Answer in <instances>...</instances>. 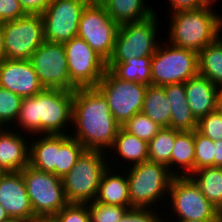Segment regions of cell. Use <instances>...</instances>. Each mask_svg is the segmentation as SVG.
Wrapping results in <instances>:
<instances>
[{"label":"cell","mask_w":222,"mask_h":222,"mask_svg":"<svg viewBox=\"0 0 222 222\" xmlns=\"http://www.w3.org/2000/svg\"><path fill=\"white\" fill-rule=\"evenodd\" d=\"M72 124L76 138L86 150L111 148L120 124L110 111L107 99L96 88L74 90Z\"/></svg>","instance_id":"obj_1"},{"label":"cell","mask_w":222,"mask_h":222,"mask_svg":"<svg viewBox=\"0 0 222 222\" xmlns=\"http://www.w3.org/2000/svg\"><path fill=\"white\" fill-rule=\"evenodd\" d=\"M73 99L74 91L60 89H44L34 96L24 97L17 125L36 136L67 134L64 129H69L65 127L72 123Z\"/></svg>","instance_id":"obj_2"},{"label":"cell","mask_w":222,"mask_h":222,"mask_svg":"<svg viewBox=\"0 0 222 222\" xmlns=\"http://www.w3.org/2000/svg\"><path fill=\"white\" fill-rule=\"evenodd\" d=\"M212 5L201 9L171 13L169 44L199 53L214 42L222 29V16L212 11Z\"/></svg>","instance_id":"obj_3"},{"label":"cell","mask_w":222,"mask_h":222,"mask_svg":"<svg viewBox=\"0 0 222 222\" xmlns=\"http://www.w3.org/2000/svg\"><path fill=\"white\" fill-rule=\"evenodd\" d=\"M105 152L85 150L62 178L68 203L88 204L96 199L102 173L108 167Z\"/></svg>","instance_id":"obj_4"},{"label":"cell","mask_w":222,"mask_h":222,"mask_svg":"<svg viewBox=\"0 0 222 222\" xmlns=\"http://www.w3.org/2000/svg\"><path fill=\"white\" fill-rule=\"evenodd\" d=\"M129 169V173H126L128 174L130 209L150 208V205L154 206L159 200L162 202V196L168 195L171 181L175 176L167 166L147 160Z\"/></svg>","instance_id":"obj_5"},{"label":"cell","mask_w":222,"mask_h":222,"mask_svg":"<svg viewBox=\"0 0 222 222\" xmlns=\"http://www.w3.org/2000/svg\"><path fill=\"white\" fill-rule=\"evenodd\" d=\"M166 44V47H165ZM156 48L151 60V85L185 83L198 74V53L165 42Z\"/></svg>","instance_id":"obj_6"},{"label":"cell","mask_w":222,"mask_h":222,"mask_svg":"<svg viewBox=\"0 0 222 222\" xmlns=\"http://www.w3.org/2000/svg\"><path fill=\"white\" fill-rule=\"evenodd\" d=\"M156 12L148 18L119 27L113 53L107 63H123L132 58L152 57L159 44L156 40Z\"/></svg>","instance_id":"obj_7"},{"label":"cell","mask_w":222,"mask_h":222,"mask_svg":"<svg viewBox=\"0 0 222 222\" xmlns=\"http://www.w3.org/2000/svg\"><path fill=\"white\" fill-rule=\"evenodd\" d=\"M20 172L36 218L54 217L68 204L61 178L29 165Z\"/></svg>","instance_id":"obj_8"},{"label":"cell","mask_w":222,"mask_h":222,"mask_svg":"<svg viewBox=\"0 0 222 222\" xmlns=\"http://www.w3.org/2000/svg\"><path fill=\"white\" fill-rule=\"evenodd\" d=\"M147 87L143 83L121 80L109 69L96 86L107 99L110 111L120 126L142 112Z\"/></svg>","instance_id":"obj_9"},{"label":"cell","mask_w":222,"mask_h":222,"mask_svg":"<svg viewBox=\"0 0 222 222\" xmlns=\"http://www.w3.org/2000/svg\"><path fill=\"white\" fill-rule=\"evenodd\" d=\"M5 59L29 60L45 41L41 14L24 16L2 22Z\"/></svg>","instance_id":"obj_10"},{"label":"cell","mask_w":222,"mask_h":222,"mask_svg":"<svg viewBox=\"0 0 222 222\" xmlns=\"http://www.w3.org/2000/svg\"><path fill=\"white\" fill-rule=\"evenodd\" d=\"M119 27L108 15L103 4H87L79 21L77 37L83 39L108 62L114 50Z\"/></svg>","instance_id":"obj_11"},{"label":"cell","mask_w":222,"mask_h":222,"mask_svg":"<svg viewBox=\"0 0 222 222\" xmlns=\"http://www.w3.org/2000/svg\"><path fill=\"white\" fill-rule=\"evenodd\" d=\"M170 204L178 218L175 221H216L215 207L189 177L175 176L170 184Z\"/></svg>","instance_id":"obj_12"},{"label":"cell","mask_w":222,"mask_h":222,"mask_svg":"<svg viewBox=\"0 0 222 222\" xmlns=\"http://www.w3.org/2000/svg\"><path fill=\"white\" fill-rule=\"evenodd\" d=\"M29 61L45 89L68 91L77 89L70 80L63 43L44 41Z\"/></svg>","instance_id":"obj_13"},{"label":"cell","mask_w":222,"mask_h":222,"mask_svg":"<svg viewBox=\"0 0 222 222\" xmlns=\"http://www.w3.org/2000/svg\"><path fill=\"white\" fill-rule=\"evenodd\" d=\"M63 45L71 82L77 88L96 87L107 70V62L79 37Z\"/></svg>","instance_id":"obj_14"},{"label":"cell","mask_w":222,"mask_h":222,"mask_svg":"<svg viewBox=\"0 0 222 222\" xmlns=\"http://www.w3.org/2000/svg\"><path fill=\"white\" fill-rule=\"evenodd\" d=\"M85 0H52L41 14L45 41L65 43L77 37Z\"/></svg>","instance_id":"obj_15"},{"label":"cell","mask_w":222,"mask_h":222,"mask_svg":"<svg viewBox=\"0 0 222 222\" xmlns=\"http://www.w3.org/2000/svg\"><path fill=\"white\" fill-rule=\"evenodd\" d=\"M0 87L24 97L34 96L45 88L29 60L4 59L0 63Z\"/></svg>","instance_id":"obj_16"},{"label":"cell","mask_w":222,"mask_h":222,"mask_svg":"<svg viewBox=\"0 0 222 222\" xmlns=\"http://www.w3.org/2000/svg\"><path fill=\"white\" fill-rule=\"evenodd\" d=\"M0 204L10 218L36 219L21 172H8L0 179Z\"/></svg>","instance_id":"obj_17"},{"label":"cell","mask_w":222,"mask_h":222,"mask_svg":"<svg viewBox=\"0 0 222 222\" xmlns=\"http://www.w3.org/2000/svg\"><path fill=\"white\" fill-rule=\"evenodd\" d=\"M188 106L199 121L216 109V97L219 88L205 76L197 74L184 83Z\"/></svg>","instance_id":"obj_18"},{"label":"cell","mask_w":222,"mask_h":222,"mask_svg":"<svg viewBox=\"0 0 222 222\" xmlns=\"http://www.w3.org/2000/svg\"><path fill=\"white\" fill-rule=\"evenodd\" d=\"M25 138L18 130L0 131V166L7 172H20L29 165V142Z\"/></svg>","instance_id":"obj_19"},{"label":"cell","mask_w":222,"mask_h":222,"mask_svg":"<svg viewBox=\"0 0 222 222\" xmlns=\"http://www.w3.org/2000/svg\"><path fill=\"white\" fill-rule=\"evenodd\" d=\"M111 164L112 162L108 163V167L102 173L95 201L130 209L128 177L126 173H123V176L119 172H111Z\"/></svg>","instance_id":"obj_20"},{"label":"cell","mask_w":222,"mask_h":222,"mask_svg":"<svg viewBox=\"0 0 222 222\" xmlns=\"http://www.w3.org/2000/svg\"><path fill=\"white\" fill-rule=\"evenodd\" d=\"M41 136L34 142L30 139L29 166L58 177L59 135Z\"/></svg>","instance_id":"obj_21"},{"label":"cell","mask_w":222,"mask_h":222,"mask_svg":"<svg viewBox=\"0 0 222 222\" xmlns=\"http://www.w3.org/2000/svg\"><path fill=\"white\" fill-rule=\"evenodd\" d=\"M165 95L171 107L170 128L178 131H194L198 121L188 106L184 83L164 86Z\"/></svg>","instance_id":"obj_22"},{"label":"cell","mask_w":222,"mask_h":222,"mask_svg":"<svg viewBox=\"0 0 222 222\" xmlns=\"http://www.w3.org/2000/svg\"><path fill=\"white\" fill-rule=\"evenodd\" d=\"M174 144L170 159V172L174 176H190L195 171L194 131L175 130ZM175 167H181L179 170L180 173Z\"/></svg>","instance_id":"obj_23"},{"label":"cell","mask_w":222,"mask_h":222,"mask_svg":"<svg viewBox=\"0 0 222 222\" xmlns=\"http://www.w3.org/2000/svg\"><path fill=\"white\" fill-rule=\"evenodd\" d=\"M144 0H106L103 5L108 15L119 25L141 21L155 11Z\"/></svg>","instance_id":"obj_24"},{"label":"cell","mask_w":222,"mask_h":222,"mask_svg":"<svg viewBox=\"0 0 222 222\" xmlns=\"http://www.w3.org/2000/svg\"><path fill=\"white\" fill-rule=\"evenodd\" d=\"M110 149H113V151L115 150V153L119 155L121 160H125L129 163L133 162L130 166L148 160V143L128 133L122 127L119 128Z\"/></svg>","instance_id":"obj_25"},{"label":"cell","mask_w":222,"mask_h":222,"mask_svg":"<svg viewBox=\"0 0 222 222\" xmlns=\"http://www.w3.org/2000/svg\"><path fill=\"white\" fill-rule=\"evenodd\" d=\"M208 44L198 53V74L222 88V37Z\"/></svg>","instance_id":"obj_26"},{"label":"cell","mask_w":222,"mask_h":222,"mask_svg":"<svg viewBox=\"0 0 222 222\" xmlns=\"http://www.w3.org/2000/svg\"><path fill=\"white\" fill-rule=\"evenodd\" d=\"M142 112L162 128H170L171 107L164 86L148 85Z\"/></svg>","instance_id":"obj_27"},{"label":"cell","mask_w":222,"mask_h":222,"mask_svg":"<svg viewBox=\"0 0 222 222\" xmlns=\"http://www.w3.org/2000/svg\"><path fill=\"white\" fill-rule=\"evenodd\" d=\"M151 60L152 57H142L123 63H107V69L121 80L151 85Z\"/></svg>","instance_id":"obj_28"},{"label":"cell","mask_w":222,"mask_h":222,"mask_svg":"<svg viewBox=\"0 0 222 222\" xmlns=\"http://www.w3.org/2000/svg\"><path fill=\"white\" fill-rule=\"evenodd\" d=\"M189 177L216 207L222 200V167H205L194 171Z\"/></svg>","instance_id":"obj_29"},{"label":"cell","mask_w":222,"mask_h":222,"mask_svg":"<svg viewBox=\"0 0 222 222\" xmlns=\"http://www.w3.org/2000/svg\"><path fill=\"white\" fill-rule=\"evenodd\" d=\"M175 142V129L162 128L156 136L148 142V160L163 164L170 171V159Z\"/></svg>","instance_id":"obj_30"},{"label":"cell","mask_w":222,"mask_h":222,"mask_svg":"<svg viewBox=\"0 0 222 222\" xmlns=\"http://www.w3.org/2000/svg\"><path fill=\"white\" fill-rule=\"evenodd\" d=\"M85 147L71 134H59L58 177L63 178L85 151Z\"/></svg>","instance_id":"obj_31"},{"label":"cell","mask_w":222,"mask_h":222,"mask_svg":"<svg viewBox=\"0 0 222 222\" xmlns=\"http://www.w3.org/2000/svg\"><path fill=\"white\" fill-rule=\"evenodd\" d=\"M121 127L128 133L137 136L147 143L162 129L160 125L147 117L143 112L136 113Z\"/></svg>","instance_id":"obj_32"},{"label":"cell","mask_w":222,"mask_h":222,"mask_svg":"<svg viewBox=\"0 0 222 222\" xmlns=\"http://www.w3.org/2000/svg\"><path fill=\"white\" fill-rule=\"evenodd\" d=\"M22 99L21 96L0 87V124L2 127L8 128L9 123H12L10 126H15L13 122L17 119Z\"/></svg>","instance_id":"obj_33"},{"label":"cell","mask_w":222,"mask_h":222,"mask_svg":"<svg viewBox=\"0 0 222 222\" xmlns=\"http://www.w3.org/2000/svg\"><path fill=\"white\" fill-rule=\"evenodd\" d=\"M195 171L214 167V141L194 130Z\"/></svg>","instance_id":"obj_34"},{"label":"cell","mask_w":222,"mask_h":222,"mask_svg":"<svg viewBox=\"0 0 222 222\" xmlns=\"http://www.w3.org/2000/svg\"><path fill=\"white\" fill-rule=\"evenodd\" d=\"M91 222H117L129 210L127 207L96 202L88 203Z\"/></svg>","instance_id":"obj_35"},{"label":"cell","mask_w":222,"mask_h":222,"mask_svg":"<svg viewBox=\"0 0 222 222\" xmlns=\"http://www.w3.org/2000/svg\"><path fill=\"white\" fill-rule=\"evenodd\" d=\"M197 130L209 139L216 141L222 140V118L215 110L210 112L198 121Z\"/></svg>","instance_id":"obj_36"},{"label":"cell","mask_w":222,"mask_h":222,"mask_svg":"<svg viewBox=\"0 0 222 222\" xmlns=\"http://www.w3.org/2000/svg\"><path fill=\"white\" fill-rule=\"evenodd\" d=\"M54 217L58 222H91L88 204L68 203Z\"/></svg>","instance_id":"obj_37"},{"label":"cell","mask_w":222,"mask_h":222,"mask_svg":"<svg viewBox=\"0 0 222 222\" xmlns=\"http://www.w3.org/2000/svg\"><path fill=\"white\" fill-rule=\"evenodd\" d=\"M117 222H164L158 212L151 208L129 209Z\"/></svg>","instance_id":"obj_38"},{"label":"cell","mask_w":222,"mask_h":222,"mask_svg":"<svg viewBox=\"0 0 222 222\" xmlns=\"http://www.w3.org/2000/svg\"><path fill=\"white\" fill-rule=\"evenodd\" d=\"M25 14L19 0H0V22L16 20Z\"/></svg>","instance_id":"obj_39"},{"label":"cell","mask_w":222,"mask_h":222,"mask_svg":"<svg viewBox=\"0 0 222 222\" xmlns=\"http://www.w3.org/2000/svg\"><path fill=\"white\" fill-rule=\"evenodd\" d=\"M172 7L171 13L197 10L207 6L202 0H168Z\"/></svg>","instance_id":"obj_40"},{"label":"cell","mask_w":222,"mask_h":222,"mask_svg":"<svg viewBox=\"0 0 222 222\" xmlns=\"http://www.w3.org/2000/svg\"><path fill=\"white\" fill-rule=\"evenodd\" d=\"M52 0H19L25 13L42 14Z\"/></svg>","instance_id":"obj_41"},{"label":"cell","mask_w":222,"mask_h":222,"mask_svg":"<svg viewBox=\"0 0 222 222\" xmlns=\"http://www.w3.org/2000/svg\"><path fill=\"white\" fill-rule=\"evenodd\" d=\"M214 167H222V140L214 142Z\"/></svg>","instance_id":"obj_42"},{"label":"cell","mask_w":222,"mask_h":222,"mask_svg":"<svg viewBox=\"0 0 222 222\" xmlns=\"http://www.w3.org/2000/svg\"><path fill=\"white\" fill-rule=\"evenodd\" d=\"M5 59L2 22H0V63Z\"/></svg>","instance_id":"obj_43"},{"label":"cell","mask_w":222,"mask_h":222,"mask_svg":"<svg viewBox=\"0 0 222 222\" xmlns=\"http://www.w3.org/2000/svg\"><path fill=\"white\" fill-rule=\"evenodd\" d=\"M222 118V88H219L217 97H216V109H215Z\"/></svg>","instance_id":"obj_44"},{"label":"cell","mask_w":222,"mask_h":222,"mask_svg":"<svg viewBox=\"0 0 222 222\" xmlns=\"http://www.w3.org/2000/svg\"><path fill=\"white\" fill-rule=\"evenodd\" d=\"M216 222H222V200L215 207Z\"/></svg>","instance_id":"obj_45"},{"label":"cell","mask_w":222,"mask_h":222,"mask_svg":"<svg viewBox=\"0 0 222 222\" xmlns=\"http://www.w3.org/2000/svg\"><path fill=\"white\" fill-rule=\"evenodd\" d=\"M10 219L6 210L0 204V222H5L6 220Z\"/></svg>","instance_id":"obj_46"},{"label":"cell","mask_w":222,"mask_h":222,"mask_svg":"<svg viewBox=\"0 0 222 222\" xmlns=\"http://www.w3.org/2000/svg\"><path fill=\"white\" fill-rule=\"evenodd\" d=\"M33 222H58L55 217H40L36 218Z\"/></svg>","instance_id":"obj_47"},{"label":"cell","mask_w":222,"mask_h":222,"mask_svg":"<svg viewBox=\"0 0 222 222\" xmlns=\"http://www.w3.org/2000/svg\"><path fill=\"white\" fill-rule=\"evenodd\" d=\"M5 222H31V221L25 220V219H20V218H10V219L6 220Z\"/></svg>","instance_id":"obj_48"},{"label":"cell","mask_w":222,"mask_h":222,"mask_svg":"<svg viewBox=\"0 0 222 222\" xmlns=\"http://www.w3.org/2000/svg\"><path fill=\"white\" fill-rule=\"evenodd\" d=\"M88 4H103L106 0H85Z\"/></svg>","instance_id":"obj_49"},{"label":"cell","mask_w":222,"mask_h":222,"mask_svg":"<svg viewBox=\"0 0 222 222\" xmlns=\"http://www.w3.org/2000/svg\"><path fill=\"white\" fill-rule=\"evenodd\" d=\"M8 173L2 166H0V179L6 174Z\"/></svg>","instance_id":"obj_50"},{"label":"cell","mask_w":222,"mask_h":222,"mask_svg":"<svg viewBox=\"0 0 222 222\" xmlns=\"http://www.w3.org/2000/svg\"><path fill=\"white\" fill-rule=\"evenodd\" d=\"M206 5L215 4V0H202ZM212 3V4H211Z\"/></svg>","instance_id":"obj_51"},{"label":"cell","mask_w":222,"mask_h":222,"mask_svg":"<svg viewBox=\"0 0 222 222\" xmlns=\"http://www.w3.org/2000/svg\"><path fill=\"white\" fill-rule=\"evenodd\" d=\"M175 222H216V221H188V220H184V221H175Z\"/></svg>","instance_id":"obj_52"}]
</instances>
